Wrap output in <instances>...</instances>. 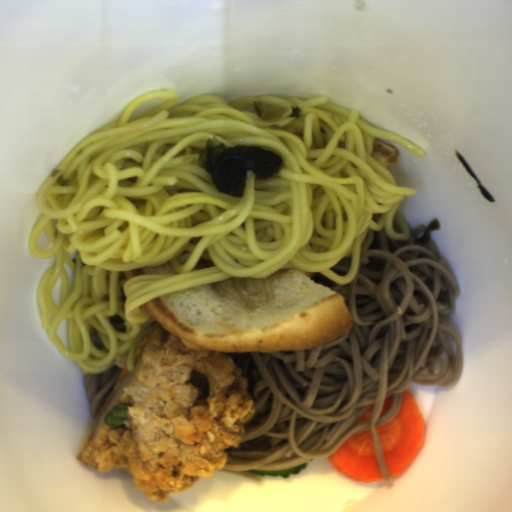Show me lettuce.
Returning a JSON list of instances; mask_svg holds the SVG:
<instances>
[{
    "mask_svg": "<svg viewBox=\"0 0 512 512\" xmlns=\"http://www.w3.org/2000/svg\"><path fill=\"white\" fill-rule=\"evenodd\" d=\"M128 420V408L127 404L123 406H119L104 418V422L107 426H118L122 424H126Z\"/></svg>",
    "mask_w": 512,
    "mask_h": 512,
    "instance_id": "lettuce-1",
    "label": "lettuce"
}]
</instances>
